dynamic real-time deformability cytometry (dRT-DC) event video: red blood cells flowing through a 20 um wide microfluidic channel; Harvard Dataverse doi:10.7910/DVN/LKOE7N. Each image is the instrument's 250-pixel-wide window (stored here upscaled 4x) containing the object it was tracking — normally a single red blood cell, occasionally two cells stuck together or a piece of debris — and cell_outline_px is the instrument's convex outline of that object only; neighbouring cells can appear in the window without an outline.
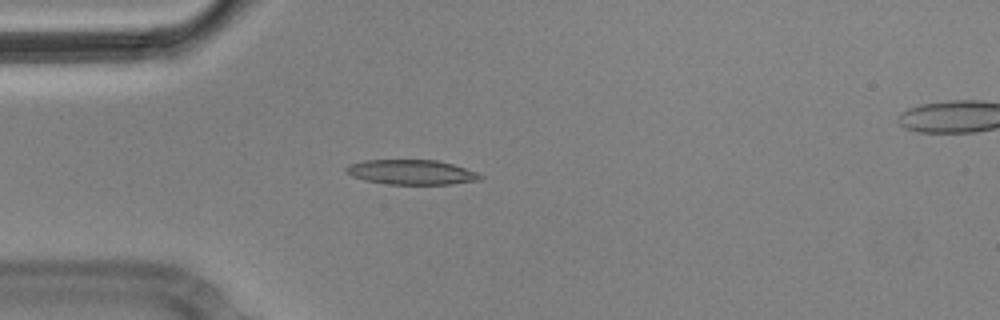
{"species": "Egyptian fruit bat (a non-hibernating species)", "species_latin": "Rousettus aegyptiacus", "temperature_condition": "cold", "stored_images_in_passage": 5, "camera_frame_rate_fps": 3000, "um_per_image_px": 0.085, "animal": {"sex": "male"}, "frame": {"image": 1, "passage_image": 4, "time_ms": 1.0, "image_size_px": [1000, 320], "cell_outline_px": [[484, 176], [480, 180], [452, 184], [388, 184], [364, 180], [352, 176], [344, 168], [348, 164], [364, 160], [436, 160], [452, 164], [480, 172]], "centroid_in_image_um": [35.01, 14.63], "position_along_channel_um": 50.0, "area_um2": 19.48}}